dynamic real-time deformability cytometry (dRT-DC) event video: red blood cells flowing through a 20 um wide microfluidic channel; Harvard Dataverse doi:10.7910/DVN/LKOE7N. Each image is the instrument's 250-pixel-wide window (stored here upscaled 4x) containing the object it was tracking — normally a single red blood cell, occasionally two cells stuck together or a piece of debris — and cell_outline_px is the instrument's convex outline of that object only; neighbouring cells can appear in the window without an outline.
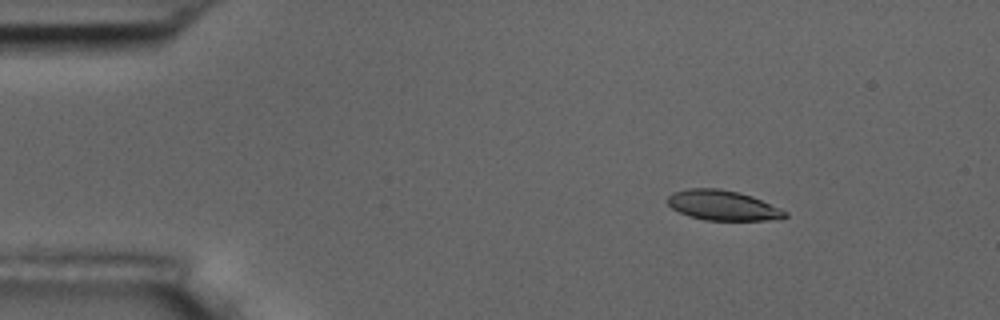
{"species": "common noctule bat (a hibernating species)", "species_latin": "Nyctalus noctula", "temperature_condition": "room temperature", "stored_images_in_passage": 8, "camera_frame_rate_fps": 3000, "um_per_image_px": 0.085, "animal": {"sex": "male", "body_mass_g": 17.5, "forearm_length_mm": 52.3}, "frame": {"image": 1, "passage_image": 1, "time_ms": 0.0, "image_size_px": [1000, 320], "cell_outline_px": [[788, 216], [780, 220], [704, 220], [688, 216], [672, 208], [668, 204], [668, 196], [672, 192], [688, 188], [720, 188], [752, 196], [780, 208], [788, 212]], "centroid_in_image_um": [61.45, 17.46], "position_along_channel_um": 23.6, "area_um2": 20.63}}
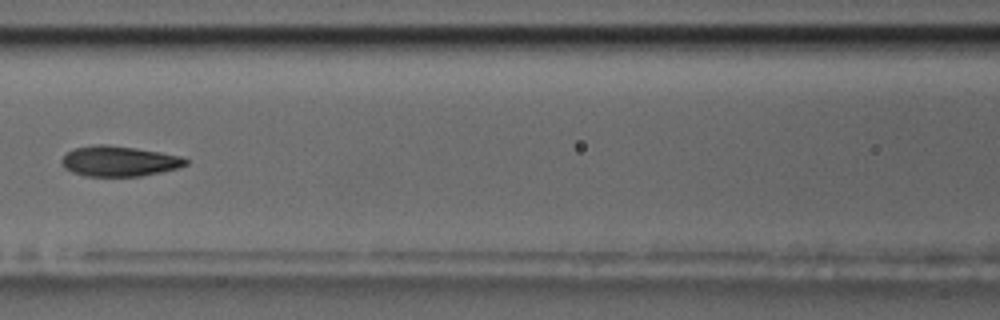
{"frame": {"image": 2, "passage_image": 5, "time_ms": 5.667, "image_size_px": [1000, 320], "cell_outline_px": [[188, 164], [180, 168], [140, 176], [84, 176], [72, 172], [64, 168], [60, 164], [60, 160], [68, 152], [76, 148], [100, 144], [104, 144], [136, 148], [160, 152], [180, 156], [188, 160]], "centroid_in_image_um": [10.12, 13.71], "position_along_channel_um": 156.5, "area_um2": 21.91}}
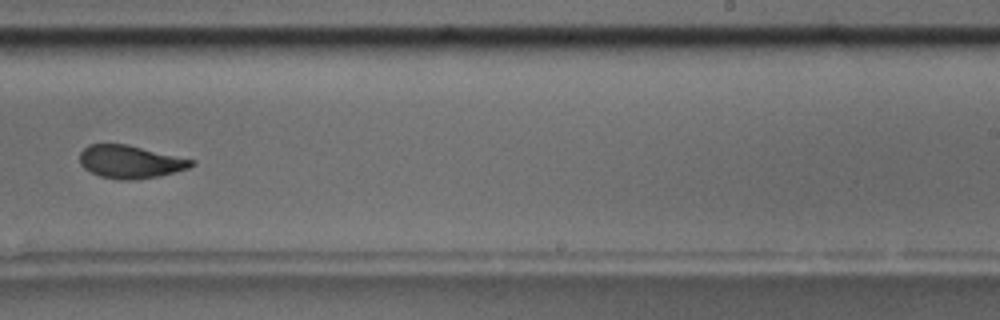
{"frame": {"image": 3, "passage_image": 8, "time_ms": 9.0, "image_size_px": [1000, 320], "cell_outline_px": [[196, 164], [188, 168], [160, 176], [132, 180], [120, 180], [100, 176], [84, 168], [80, 164], [80, 152], [88, 144], [128, 144], [196, 160]], "centroid_in_image_um": [11.09, 13.75], "position_along_channel_um": 277.9, "area_um2": 21.56}}